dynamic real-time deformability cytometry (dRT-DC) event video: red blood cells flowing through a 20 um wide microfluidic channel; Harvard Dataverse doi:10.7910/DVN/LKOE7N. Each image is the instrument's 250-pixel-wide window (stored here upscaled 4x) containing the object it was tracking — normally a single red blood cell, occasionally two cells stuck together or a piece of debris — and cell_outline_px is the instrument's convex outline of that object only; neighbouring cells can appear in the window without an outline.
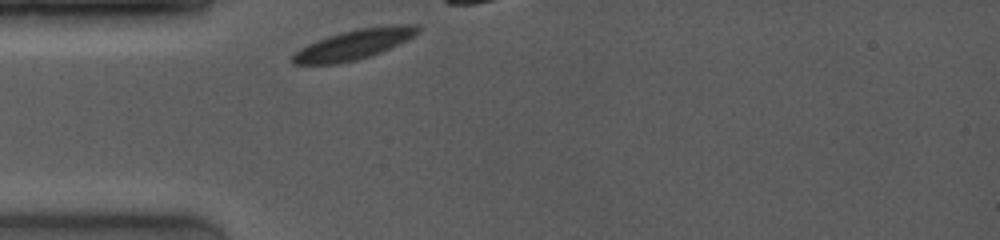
{"species": "common noctule bat (a hibernating species)", "species_latin": "Nyctalus noctula", "temperature_condition": "room temperature", "stored_images_in_passage": 46, "camera_frame_rate_fps": 4000, "um_per_image_px": 0.085, "animal": {"sex": "female", "body_mass_g": 19.0, "forearm_length_mm": 53.3}, "frame": {"image": 1, "passage_image": 1, "time_ms": 0.0, "image_size_px": [1000, 240], "cell_outline_px": [[420, 32], [380, 52], [356, 60], [340, 64], [292, 64], [292, 56], [300, 48], [316, 40], [340, 32], [360, 28], [388, 24], [420, 24]], "centroid_in_image_um": [30.08, 3.76], "position_along_channel_um": 54.9, "area_um2": 21.73}}
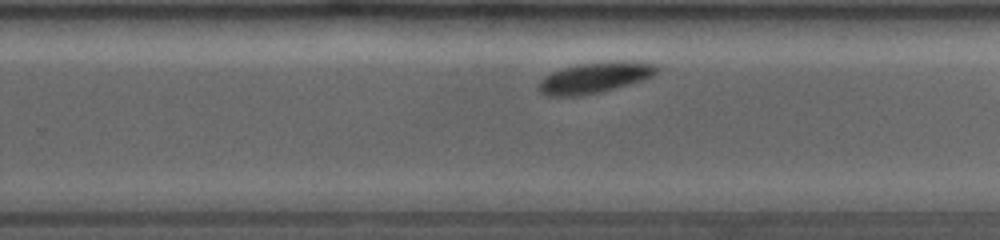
{"frame": {"image": 2, "passage_image": 29, "time_ms": 6.0, "image_size_px": [1000, 240], "cell_outline_px": [[660, 68], [652, 76], [644, 80], [600, 92], [580, 96], [548, 96], [540, 92], [536, 88], [536, 84], [544, 76], [552, 72], [576, 64], [624, 60], [656, 64]], "centroid_in_image_um": [50.53, 6.6], "position_along_channel_um": 279.3, "area_um2": 21.39}}
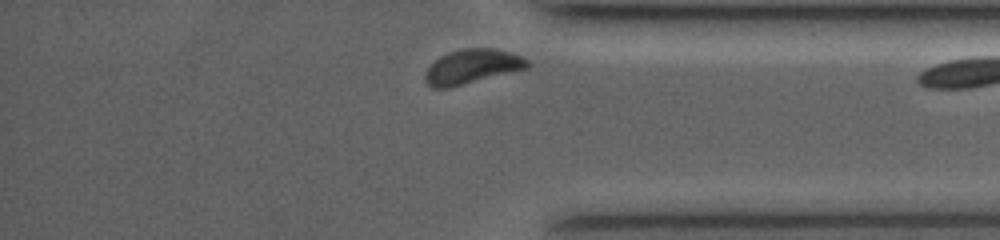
{"frame": {"image": 3, "passage_image": 44, "time_ms": 9.0, "image_size_px": [1000, 240], "cell_outline_px": [[528, 68], [448, 88], [432, 88], [424, 80], [424, 76], [428, 68], [440, 56], [448, 52], [464, 48], [492, 48], [508, 52], [520, 56], [528, 60]], "centroid_in_image_um": [40.1, 5.66], "position_along_channel_um": 395.1, "area_um2": 20.23}}